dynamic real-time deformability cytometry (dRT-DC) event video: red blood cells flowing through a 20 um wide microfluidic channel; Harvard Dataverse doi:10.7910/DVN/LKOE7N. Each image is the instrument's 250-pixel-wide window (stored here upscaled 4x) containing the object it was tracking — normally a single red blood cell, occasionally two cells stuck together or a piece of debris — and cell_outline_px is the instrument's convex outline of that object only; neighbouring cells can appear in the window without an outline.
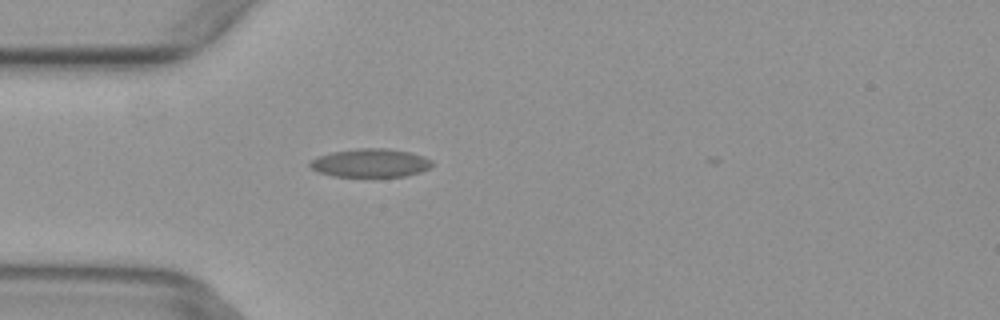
{"species": "common noctule bat (a hibernating species)", "species_latin": "Nyctalus noctula", "temperature_condition": "warm", "stored_images_in_passage": 4, "camera_frame_rate_fps": 3000, "um_per_image_px": 0.085, "animal": {"sex": "female", "body_mass_g": 29.2, "forearm_length_mm": 56.3}, "frame": {"image": 1, "passage_image": 4, "time_ms": 1.0, "image_size_px": [1000, 320], "cell_outline_px": [[432, 164], [428, 168], [420, 172], [404, 176], [332, 176], [320, 172], [312, 168], [308, 164], [312, 160], [320, 156], [332, 152], [360, 148], [388, 148], [408, 152], [424, 156], [432, 160]], "centroid_in_image_um": [31.51, 13.84], "position_along_channel_um": 53.5, "area_um2": 19.94}}